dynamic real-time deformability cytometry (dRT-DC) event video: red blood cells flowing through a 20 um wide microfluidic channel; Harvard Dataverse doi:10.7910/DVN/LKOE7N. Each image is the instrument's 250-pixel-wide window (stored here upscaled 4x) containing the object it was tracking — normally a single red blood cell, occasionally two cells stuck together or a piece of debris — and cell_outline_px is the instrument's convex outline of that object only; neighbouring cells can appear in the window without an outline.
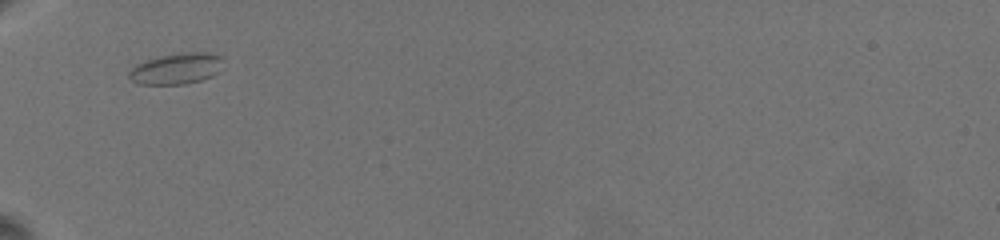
{"species": "common noctule bat (a hibernating species)", "species_latin": "Nyctalus noctula", "temperature_condition": "warm", "stored_images_in_passage": 14, "camera_frame_rate_fps": 3000, "um_per_image_px": 0.085, "animal": {"sex": "female", "body_mass_g": 19.5, "forearm_length_mm": 54.1}, "frame": {"image": 1, "passage_image": 1, "time_ms": 0.0, "image_size_px": [1000, 240], "cell_outline_px": [[224, 68], [220, 72], [212, 76], [200, 80], [184, 84], [140, 84], [132, 80], [128, 76], [128, 72], [136, 64], [144, 60], [160, 56], [188, 52], [208, 52], [220, 56], [224, 60]], "centroid_in_image_um": [15.05, 5.83], "position_along_channel_um": 70.0, "area_um2": 17.22}}
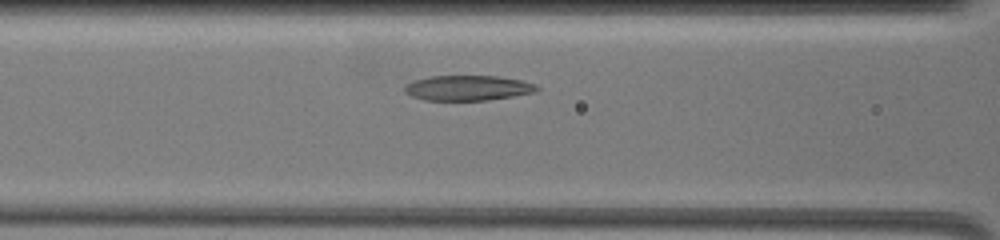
{"frame": {"image": 2, "passage_image": 4, "time_ms": 0.333, "image_size_px": [1000, 240], "cell_outline_px": [[540, 88], [536, 92], [488, 100], [424, 100], [412, 96], [404, 92], [404, 84], [428, 76], [500, 76], [520, 80], [536, 84]], "centroid_in_image_um": [39.76, 7.47], "position_along_channel_um": 126.8, "area_um2": 19.42}}
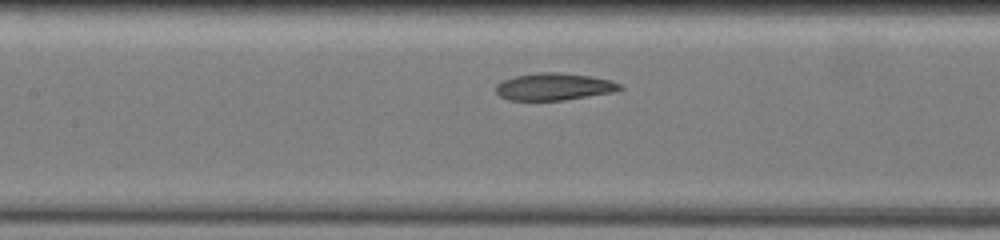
{"frame": {"image": 3, "passage_image": 10, "time_ms": 1.333, "image_size_px": [1000, 240], "cell_outline_px": [[624, 88], [612, 92], [564, 100], [508, 100], [500, 96], [496, 92], [496, 84], [504, 80], [516, 76], [536, 72], [564, 72], [592, 76], [612, 80], [624, 84]], "centroid_in_image_um": [47.14, 7.35], "position_along_channel_um": 160.3, "area_um2": 19.83}}